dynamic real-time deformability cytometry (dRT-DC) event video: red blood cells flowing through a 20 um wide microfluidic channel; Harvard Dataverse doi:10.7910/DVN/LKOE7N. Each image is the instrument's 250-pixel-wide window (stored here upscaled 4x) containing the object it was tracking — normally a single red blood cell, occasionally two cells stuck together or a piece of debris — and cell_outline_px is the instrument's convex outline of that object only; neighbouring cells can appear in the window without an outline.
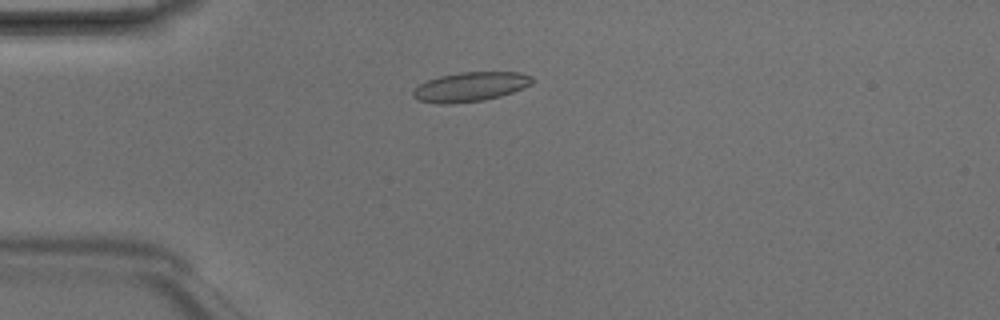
{"species": "Egyptian fruit bat (a non-hibernating species)", "species_latin": "Rousettus aegyptiacus", "temperature_condition": "room temperature", "stored_images_in_passage": 5, "camera_frame_rate_fps": 3000, "um_per_image_px": 0.085, "animal": {"sex": "male"}, "frame": {"image": 1, "passage_image": 4, "time_ms": 1.0, "image_size_px": [1000, 320], "cell_outline_px": [[532, 84], [524, 88], [500, 96], [484, 100], [452, 104], [436, 104], [416, 100], [412, 96], [412, 92], [420, 84], [428, 80], [440, 76], [460, 72], [520, 72], [532, 76]], "centroid_in_image_um": [39.96, 7.39], "position_along_channel_um": 45.0, "area_um2": 20.52}}